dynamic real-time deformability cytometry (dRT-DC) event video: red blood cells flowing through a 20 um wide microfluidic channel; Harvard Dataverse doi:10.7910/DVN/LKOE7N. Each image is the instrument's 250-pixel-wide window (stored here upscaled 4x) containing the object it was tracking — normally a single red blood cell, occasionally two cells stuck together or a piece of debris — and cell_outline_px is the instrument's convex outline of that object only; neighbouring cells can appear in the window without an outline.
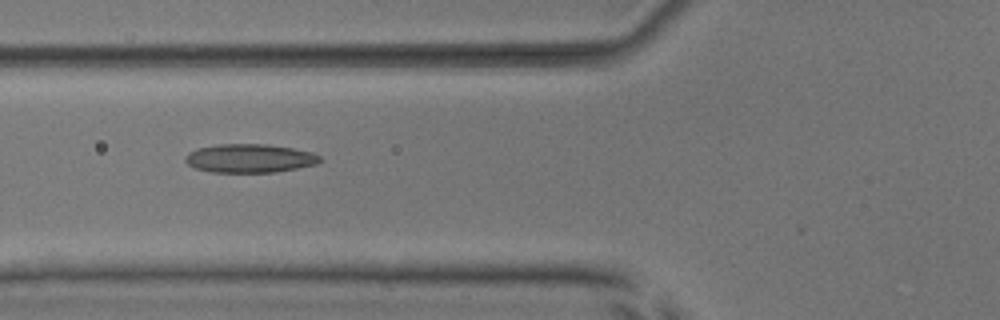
{"species": "common noctule bat (a hibernating species)", "species_latin": "Nyctalus noctula", "temperature_condition": "room temperature", "stored_images_in_passage": 27, "camera_frame_rate_fps": 3000, "um_per_image_px": 0.085, "animal": {"sex": "male", "body_mass_g": 17.9, "forearm_length_mm": 54.2}, "frame": {"image": 1, "passage_image": 21, "time_ms": 6.667, "image_size_px": [1000, 320], "cell_outline_px": [[320, 160], [316, 164], [296, 168], [272, 172], [212, 172], [192, 168], [184, 160], [184, 156], [188, 152], [196, 148], [216, 144], [268, 144], [292, 148], [312, 152], [320, 156]], "centroid_in_image_um": [21.15, 13.45], "position_along_channel_um": 104.7, "area_um2": 22.54}}
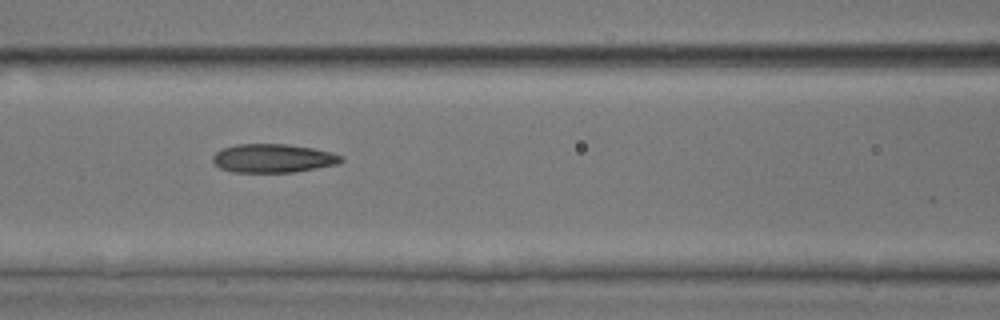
{"frame": {"image": 2, "passage_image": 24, "time_ms": 7.667, "image_size_px": [1000, 320], "cell_outline_px": [[344, 160], [340, 164], [292, 172], [232, 172], [220, 168], [212, 160], [212, 156], [216, 152], [224, 148], [236, 144], [288, 144], [312, 148], [332, 152], [344, 156]], "centroid_in_image_um": [23.25, 13.45], "position_along_channel_um": 143.4, "area_um2": 21.5}}